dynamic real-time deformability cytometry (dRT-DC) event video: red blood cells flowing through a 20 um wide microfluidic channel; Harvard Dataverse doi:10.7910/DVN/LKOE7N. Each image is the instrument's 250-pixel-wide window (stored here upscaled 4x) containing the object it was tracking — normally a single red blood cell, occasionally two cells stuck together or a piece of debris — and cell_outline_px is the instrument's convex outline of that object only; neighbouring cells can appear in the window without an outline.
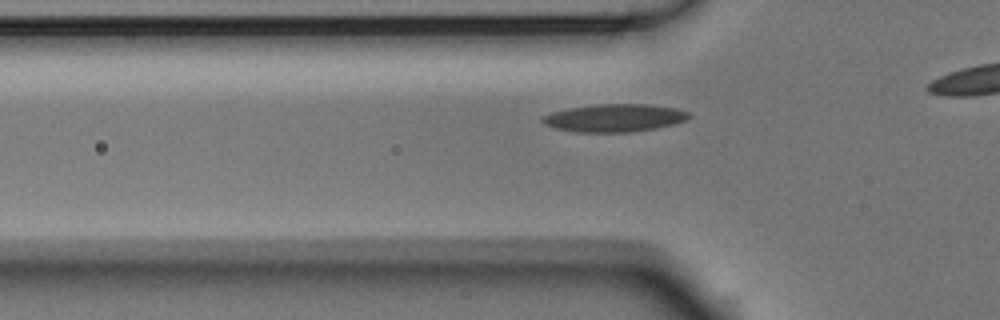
{"species": "Egyptian fruit bat (a non-hibernating species)", "species_latin": "Rousettus aegyptiacus", "temperature_condition": "room temperature", "stored_images_in_passage": 28, "camera_frame_rate_fps": 3000, "um_per_image_px": 0.085, "animal": {"sex": "male"}, "frame": {"image": 1, "passage_image": 2, "time_ms": 0.333, "image_size_px": [1000, 320], "cell_outline_px": [[692, 116], [684, 120], [672, 124], [656, 128], [628, 132], [576, 132], [556, 128], [544, 124], [540, 120], [544, 116], [552, 112], [568, 108], [596, 104], [648, 104], [676, 108], [692, 112]], "centroid_in_image_um": [52.25, 10.01], "position_along_channel_um": 73.6, "area_um2": 23.7}}
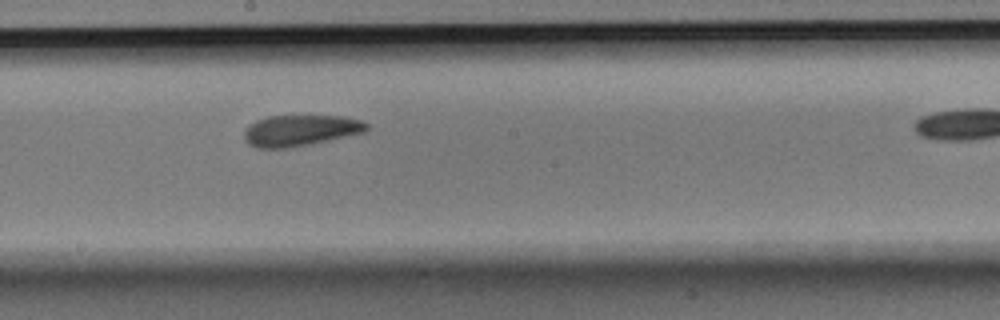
{"frame": {"image": 2, "passage_image": 14, "time_ms": 4.333, "image_size_px": [1000, 320], "cell_outline_px": [[368, 128], [364, 132], [308, 144], [288, 148], [256, 148], [248, 144], [244, 140], [244, 128], [248, 124], [256, 120], [268, 116], [344, 116], [360, 120], [368, 124]], "centroid_in_image_um": [25.46, 11.08], "position_along_channel_um": 222.7, "area_um2": 22.14}}
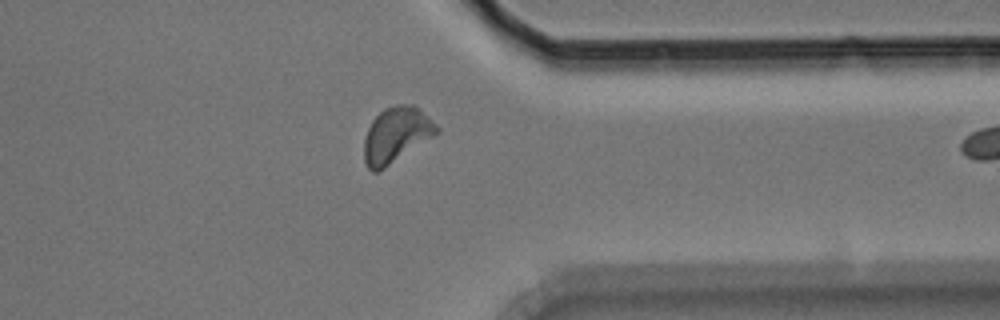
{"frame": {"image": 3, "passage_image": 27, "time_ms": 8.667, "image_size_px": [1000, 320], "cell_outline_px": [[440, 132], [384, 168], [376, 172], [372, 172], [368, 168], [364, 160], [364, 140], [368, 128], [372, 120], [384, 108], [396, 104], [412, 104], [420, 108], [440, 128]], "centroid_in_image_um": [33.69, 11.44], "position_along_channel_um": 377.7, "area_um2": 23.41}}